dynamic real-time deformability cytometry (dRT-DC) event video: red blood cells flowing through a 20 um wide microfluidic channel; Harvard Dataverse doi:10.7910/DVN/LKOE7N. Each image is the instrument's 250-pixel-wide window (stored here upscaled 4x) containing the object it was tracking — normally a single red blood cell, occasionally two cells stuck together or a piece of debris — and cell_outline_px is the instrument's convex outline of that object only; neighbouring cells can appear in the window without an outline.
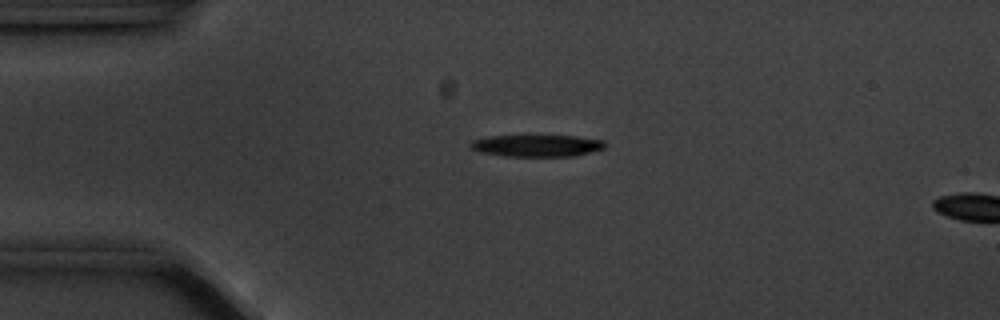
{"species": "common noctule bat (a hibernating species)", "species_latin": "Nyctalus noctula", "temperature_condition": "cold", "stored_images_in_passage": 7, "camera_frame_rate_fps": 3000, "um_per_image_px": 0.085, "animal": {"sex": "male", "body_mass_g": 20.1, "forearm_length_mm": 53.5}, "frame": {"image": 1, "passage_image": 4, "time_ms": 1.0, "image_size_px": [1000, 320], "cell_outline_px": [[604, 148], [576, 156], [504, 156], [480, 152], [472, 148], [468, 144], [472, 140], [488, 136], [576, 136], [604, 140]], "centroid_in_image_um": [45.61, 12.38], "position_along_channel_um": 39.4, "area_um2": 17.05}}